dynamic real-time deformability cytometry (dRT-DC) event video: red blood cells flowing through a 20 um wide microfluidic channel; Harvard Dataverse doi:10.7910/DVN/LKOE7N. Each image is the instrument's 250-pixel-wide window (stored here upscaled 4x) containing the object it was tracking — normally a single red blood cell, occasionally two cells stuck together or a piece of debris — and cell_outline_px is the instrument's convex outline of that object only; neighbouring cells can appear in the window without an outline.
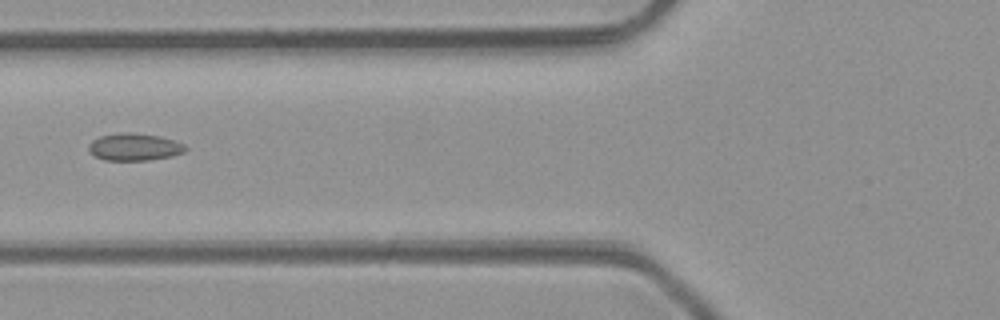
{"species": "common noctule bat (a hibernating species)", "species_latin": "Nyctalus noctula", "temperature_condition": "room temperature", "stored_images_in_passage": 6, "camera_frame_rate_fps": 3000, "um_per_image_px": 0.085, "animal": {"sex": "male", "body_mass_g": 23.1, "forearm_length_mm": 52.7}, "frame": {"image": 1, "passage_image": 5, "time_ms": 5.333, "image_size_px": [1000, 320], "cell_outline_px": [[188, 148], [184, 152], [172, 156], [148, 160], [104, 160], [96, 156], [88, 148], [88, 144], [92, 140], [100, 136], [124, 132], [132, 132], [160, 136], [184, 144]], "centroid_in_image_um": [11.43, 12.49], "position_along_channel_um": 114.4, "area_um2": 15.32}}
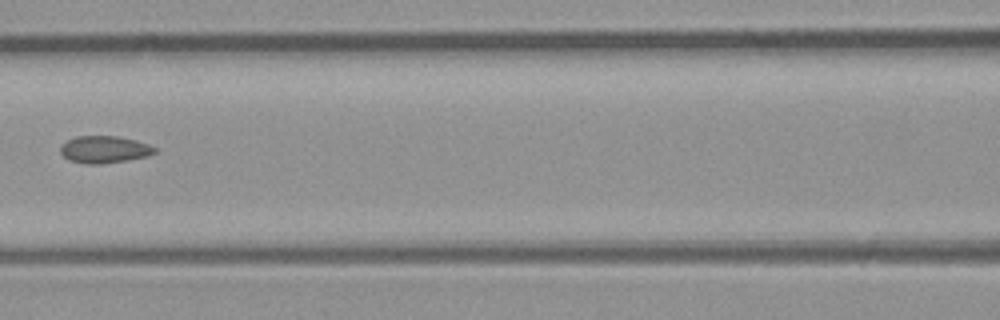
{"frame": {"image": 2, "passage_image": 6, "time_ms": 6.333, "image_size_px": [1000, 320], "cell_outline_px": [[156, 152], [148, 156], [100, 164], [88, 164], [68, 160], [60, 152], [60, 148], [68, 140], [76, 136], [120, 136], [136, 140], [148, 144], [156, 148]], "centroid_in_image_um": [8.88, 12.7], "position_along_channel_um": 157.7, "area_um2": 14.8}}